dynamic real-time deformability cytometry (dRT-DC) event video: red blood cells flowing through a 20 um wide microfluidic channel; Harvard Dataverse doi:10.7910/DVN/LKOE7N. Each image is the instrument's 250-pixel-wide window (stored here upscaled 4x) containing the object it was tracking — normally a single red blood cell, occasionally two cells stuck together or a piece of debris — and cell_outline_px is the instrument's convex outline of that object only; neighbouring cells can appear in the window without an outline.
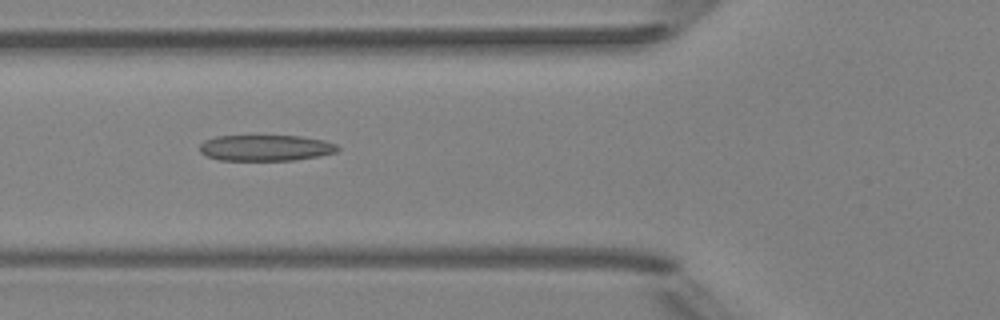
{"species": "Egyptian fruit bat (a non-hibernating species)", "species_latin": "Rousettus aegyptiacus", "temperature_condition": "room temperature", "stored_images_in_passage": 8, "camera_frame_rate_fps": 3000, "um_per_image_px": 0.085, "animal": {"sex": "female"}, "frame": {"image": 1, "passage_image": 6, "time_ms": 5.667, "image_size_px": [1000, 320], "cell_outline_px": [[340, 148], [336, 152], [320, 156], [292, 160], [220, 160], [208, 156], [200, 152], [200, 144], [204, 140], [216, 136], [300, 136], [324, 140], [336, 144]], "centroid_in_image_um": [22.59, 12.56], "position_along_channel_um": 103.2, "area_um2": 20.87}}
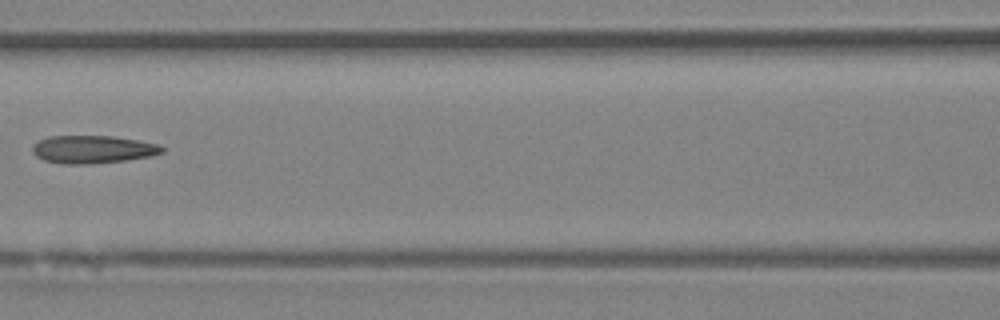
{"frame": {"image": 2, "passage_image": 7, "time_ms": 7.0, "image_size_px": [1000, 320], "cell_outline_px": [[164, 152], [152, 156], [124, 160], [92, 164], [60, 164], [44, 160], [36, 156], [32, 152], [32, 144], [48, 136], [112, 136], [160, 144], [164, 148]], "centroid_in_image_um": [7.87, 12.7], "position_along_channel_um": 158.7, "area_um2": 21.15}}
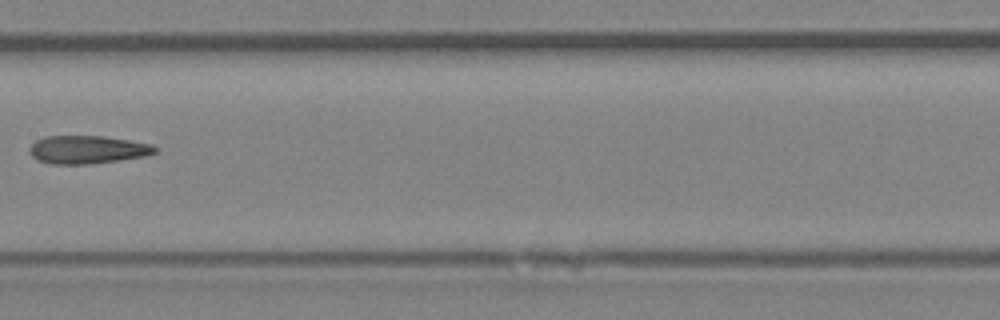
{"frame": {"image": 3, "passage_image": 8, "time_ms": 8.0, "image_size_px": [1000, 320], "cell_outline_px": [[156, 152], [144, 156], [120, 160], [88, 164], [52, 164], [36, 160], [28, 152], [28, 148], [36, 140], [44, 136], [104, 136], [152, 144], [156, 148]], "centroid_in_image_um": [7.38, 12.72], "position_along_channel_um": 200.0, "area_um2": 20.58}}